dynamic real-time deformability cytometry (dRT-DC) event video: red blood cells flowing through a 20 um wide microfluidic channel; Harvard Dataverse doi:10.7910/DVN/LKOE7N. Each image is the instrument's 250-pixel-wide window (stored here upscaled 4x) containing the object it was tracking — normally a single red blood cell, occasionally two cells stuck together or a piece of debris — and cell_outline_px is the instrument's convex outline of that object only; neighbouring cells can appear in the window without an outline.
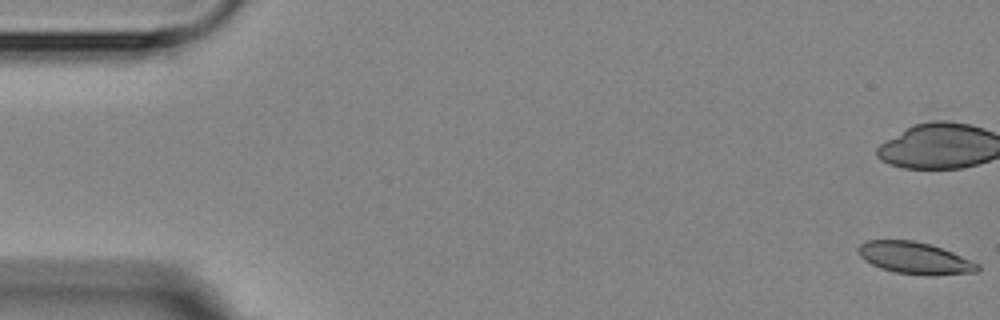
{"species": "Egyptian fruit bat (a non-hibernating species)", "species_latin": "Rousettus aegyptiacus", "temperature_condition": "room temperature", "stored_images_in_passage": 5, "camera_frame_rate_fps": 3000, "um_per_image_px": 0.085, "animal": {"sex": "female"}, "frame": {"image": 1, "passage_image": 1, "time_ms": 0.0, "image_size_px": [1000, 320], "cell_outline_px": [[980, 268], [976, 272], [932, 276], [896, 272], [880, 268], [864, 260], [860, 256], [856, 248], [860, 244], [868, 240], [912, 240], [928, 244], [952, 252], [972, 260], [980, 264]], "centroid_in_image_um": [77.76, 21.94], "position_along_channel_um": 7.2, "area_um2": 22.14}}